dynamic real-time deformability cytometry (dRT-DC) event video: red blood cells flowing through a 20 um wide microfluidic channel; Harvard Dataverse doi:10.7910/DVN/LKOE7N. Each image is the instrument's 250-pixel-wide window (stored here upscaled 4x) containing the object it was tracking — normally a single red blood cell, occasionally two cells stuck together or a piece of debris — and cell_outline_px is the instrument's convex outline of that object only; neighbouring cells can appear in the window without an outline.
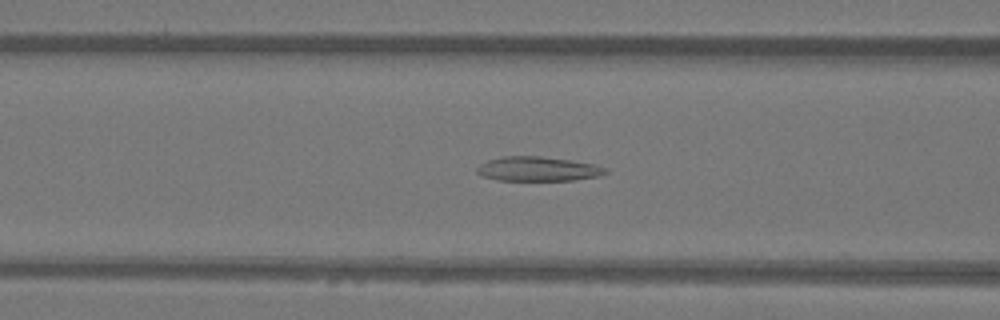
{"species": "Egyptian fruit bat (a non-hibernating species)", "species_latin": "Rousettus aegyptiacus", "temperature_condition": "warm", "stored_images_in_passage": 50, "camera_frame_rate_fps": 3000, "um_per_image_px": 0.085, "animal": {"sex": "female"}, "frame": {"image": 1, "passage_image": 19, "time_ms": 6.0, "image_size_px": [1000, 320], "cell_outline_px": [[608, 172], [600, 176], [576, 180], [496, 180], [484, 176], [476, 172], [476, 168], [480, 164], [488, 160], [504, 156], [540, 156], [572, 160], [596, 164], [608, 168]], "centroid_in_image_um": [45.77, 14.35], "position_along_channel_um": 120.8, "area_um2": 18.44}}
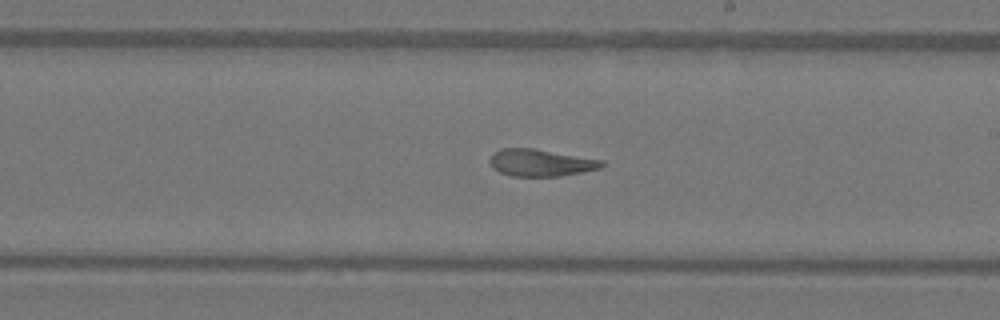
{"frame": {"image": 2, "passage_image": 28, "time_ms": 9.0, "image_size_px": [1000, 320], "cell_outline_px": [[604, 168], [560, 176], [512, 176], [500, 172], [492, 168], [488, 160], [500, 148], [532, 148], [604, 160]], "centroid_in_image_um": [45.98, 13.83], "position_along_channel_um": 243.0, "area_um2": 17.69}}
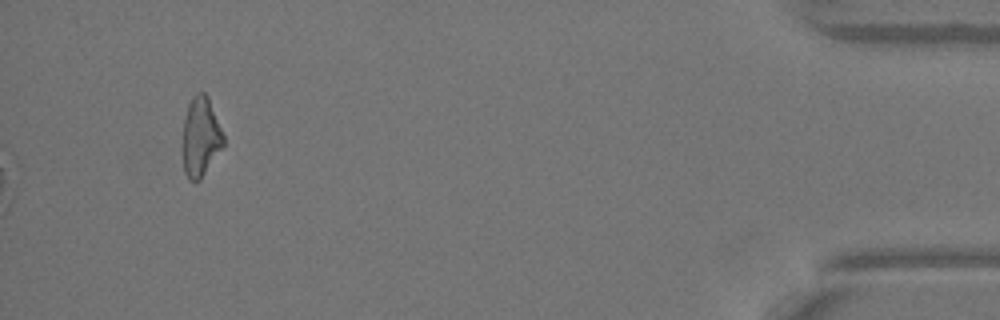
{"frame": {"image": 3, "passage_image": 50, "time_ms": 16.333, "image_size_px": [1000, 320], "cell_outline_px": [[224, 144], [200, 180], [188, 180], [184, 172], [180, 152], [180, 144], [184, 116], [188, 104], [192, 96], [196, 92], [204, 92], [208, 96], [224, 136]], "centroid_in_image_um": [16.98, 11.64], "position_along_channel_um": 418.2, "area_um2": 19.48}, "authors_computed_cell_mechanics": {"area_um2": 18.3804, "velocity_mm_per_s": 4.0738, "shape_relaxation_time_tau1_ms": null, "shape_relaxation_time_tau2_ms": 2.7617, "deformation_change_tau1": null, "deformation_change_tau2": 0.1155}}